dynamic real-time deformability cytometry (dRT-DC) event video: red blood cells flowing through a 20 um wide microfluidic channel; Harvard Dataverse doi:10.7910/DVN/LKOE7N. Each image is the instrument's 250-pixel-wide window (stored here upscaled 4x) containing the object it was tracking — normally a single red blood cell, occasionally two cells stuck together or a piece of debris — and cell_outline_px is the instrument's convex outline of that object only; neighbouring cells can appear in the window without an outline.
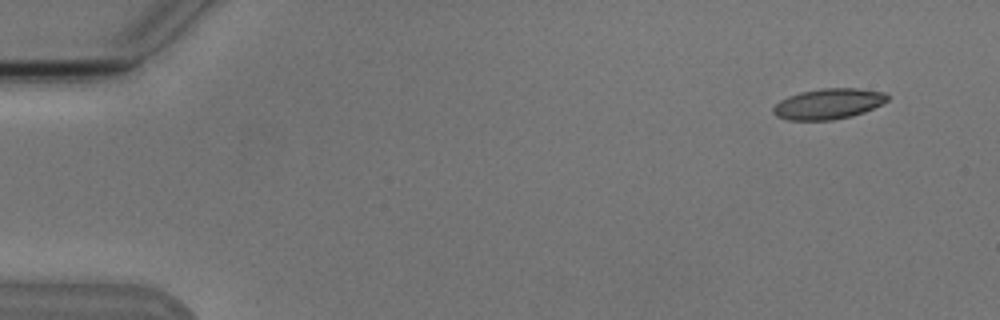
{"species": "Egyptian fruit bat (a non-hibernating species)", "species_latin": "Rousettus aegyptiacus", "temperature_condition": "cold", "stored_images_in_passage": 10, "camera_frame_rate_fps": 3000, "um_per_image_px": 0.085, "animal": {"sex": "male"}, "frame": {"image": 1, "passage_image": 1, "time_ms": 0.0, "image_size_px": [1000, 320], "cell_outline_px": [[888, 100], [864, 112], [852, 116], [832, 120], [788, 120], [776, 116], [772, 112], [772, 108], [780, 100], [788, 96], [800, 92], [820, 88], [856, 88], [884, 92], [888, 96]], "centroid_in_image_um": [70.38, 8.82], "position_along_channel_um": 14.6, "area_um2": 20.35}}
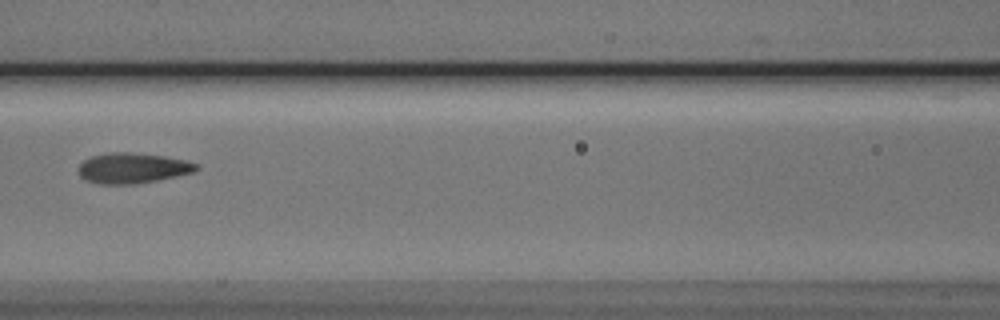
{"frame": {"image": 2, "passage_image": 7, "time_ms": 7.0, "image_size_px": [1000, 320], "cell_outline_px": [[200, 168], [192, 172], [156, 180], [136, 184], [100, 184], [84, 180], [80, 176], [80, 164], [84, 160], [92, 156], [108, 152], [128, 152], [164, 156], [184, 160], [196, 164]], "centroid_in_image_um": [11.23, 14.29], "position_along_channel_um": 155.4, "area_um2": 20.63}}
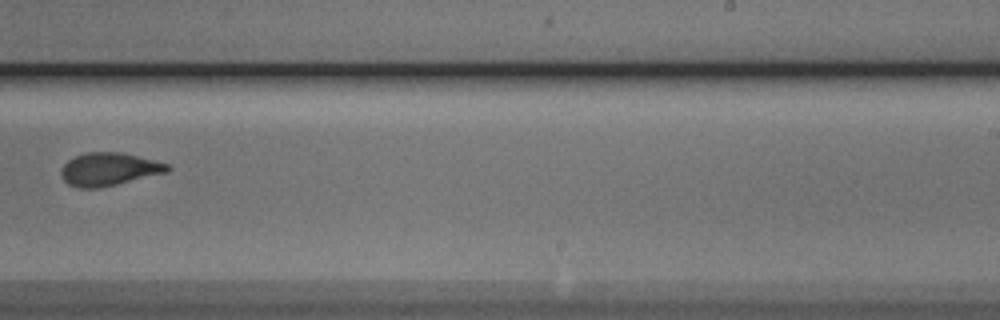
{"frame": {"image": 3, "passage_image": 10, "time_ms": 10.333, "image_size_px": [1000, 320], "cell_outline_px": [[172, 168], [168, 172], [100, 188], [76, 188], [68, 184], [64, 180], [60, 172], [64, 164], [72, 156], [84, 152], [124, 152], [168, 164]], "centroid_in_image_um": [9.25, 14.38], "position_along_channel_um": 279.8, "area_um2": 20.63}}